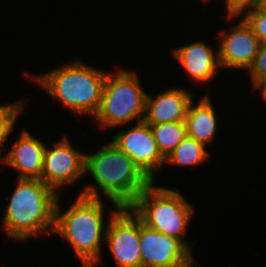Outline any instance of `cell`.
Here are the masks:
<instances>
[{"instance_id": "3957f363", "label": "cell", "mask_w": 266, "mask_h": 267, "mask_svg": "<svg viewBox=\"0 0 266 267\" xmlns=\"http://www.w3.org/2000/svg\"><path fill=\"white\" fill-rule=\"evenodd\" d=\"M23 73L74 116L87 115L91 118L99 110L108 74L106 70L94 68L78 58L46 73Z\"/></svg>"}, {"instance_id": "44dd1931", "label": "cell", "mask_w": 266, "mask_h": 267, "mask_svg": "<svg viewBox=\"0 0 266 267\" xmlns=\"http://www.w3.org/2000/svg\"><path fill=\"white\" fill-rule=\"evenodd\" d=\"M248 73H250L252 90L257 89L266 80V44H261Z\"/></svg>"}, {"instance_id": "5b68a950", "label": "cell", "mask_w": 266, "mask_h": 267, "mask_svg": "<svg viewBox=\"0 0 266 267\" xmlns=\"http://www.w3.org/2000/svg\"><path fill=\"white\" fill-rule=\"evenodd\" d=\"M182 194L178 188L155 186L152 182L129 208L144 225L182 241L192 251L184 236L195 209Z\"/></svg>"}, {"instance_id": "6da1fadb", "label": "cell", "mask_w": 266, "mask_h": 267, "mask_svg": "<svg viewBox=\"0 0 266 267\" xmlns=\"http://www.w3.org/2000/svg\"><path fill=\"white\" fill-rule=\"evenodd\" d=\"M88 173L96 185L85 184L78 194L92 198L104 195L114 209L129 207L152 183L112 140L101 145L96 153H85V174Z\"/></svg>"}, {"instance_id": "4fadbf2b", "label": "cell", "mask_w": 266, "mask_h": 267, "mask_svg": "<svg viewBox=\"0 0 266 267\" xmlns=\"http://www.w3.org/2000/svg\"><path fill=\"white\" fill-rule=\"evenodd\" d=\"M171 54L173 55L172 58L175 57V60L186 71L188 78L197 85L211 82L212 79L216 78V73L221 68L218 46L214 51L213 47L201 39L175 48Z\"/></svg>"}, {"instance_id": "ba28073f", "label": "cell", "mask_w": 266, "mask_h": 267, "mask_svg": "<svg viewBox=\"0 0 266 267\" xmlns=\"http://www.w3.org/2000/svg\"><path fill=\"white\" fill-rule=\"evenodd\" d=\"M140 219L129 207H121L110 219L105 243L117 267H142Z\"/></svg>"}, {"instance_id": "e0dca14e", "label": "cell", "mask_w": 266, "mask_h": 267, "mask_svg": "<svg viewBox=\"0 0 266 267\" xmlns=\"http://www.w3.org/2000/svg\"><path fill=\"white\" fill-rule=\"evenodd\" d=\"M161 154L166 157L187 136L185 121L150 125Z\"/></svg>"}, {"instance_id": "7a4b0ae2", "label": "cell", "mask_w": 266, "mask_h": 267, "mask_svg": "<svg viewBox=\"0 0 266 267\" xmlns=\"http://www.w3.org/2000/svg\"><path fill=\"white\" fill-rule=\"evenodd\" d=\"M60 194L39 179H17L2 217V231L24 243L54 231Z\"/></svg>"}, {"instance_id": "2e32d148", "label": "cell", "mask_w": 266, "mask_h": 267, "mask_svg": "<svg viewBox=\"0 0 266 267\" xmlns=\"http://www.w3.org/2000/svg\"><path fill=\"white\" fill-rule=\"evenodd\" d=\"M207 147L186 136L182 142L165 157V164L175 165L176 167H196L204 164L210 157Z\"/></svg>"}, {"instance_id": "603a6c76", "label": "cell", "mask_w": 266, "mask_h": 267, "mask_svg": "<svg viewBox=\"0 0 266 267\" xmlns=\"http://www.w3.org/2000/svg\"><path fill=\"white\" fill-rule=\"evenodd\" d=\"M261 7L266 11V0H263Z\"/></svg>"}, {"instance_id": "8fae6325", "label": "cell", "mask_w": 266, "mask_h": 267, "mask_svg": "<svg viewBox=\"0 0 266 267\" xmlns=\"http://www.w3.org/2000/svg\"><path fill=\"white\" fill-rule=\"evenodd\" d=\"M218 43L221 69L248 71L259 52L261 42L247 23L239 18L230 30H220Z\"/></svg>"}, {"instance_id": "9c48e42d", "label": "cell", "mask_w": 266, "mask_h": 267, "mask_svg": "<svg viewBox=\"0 0 266 267\" xmlns=\"http://www.w3.org/2000/svg\"><path fill=\"white\" fill-rule=\"evenodd\" d=\"M142 267H194L198 261L182 241L144 225L140 220Z\"/></svg>"}, {"instance_id": "52a82bcc", "label": "cell", "mask_w": 266, "mask_h": 267, "mask_svg": "<svg viewBox=\"0 0 266 267\" xmlns=\"http://www.w3.org/2000/svg\"><path fill=\"white\" fill-rule=\"evenodd\" d=\"M64 136L46 145L41 180L61 195L63 186H71L85 176V153L71 145V140Z\"/></svg>"}, {"instance_id": "7c38bea8", "label": "cell", "mask_w": 266, "mask_h": 267, "mask_svg": "<svg viewBox=\"0 0 266 267\" xmlns=\"http://www.w3.org/2000/svg\"><path fill=\"white\" fill-rule=\"evenodd\" d=\"M11 144L10 150L0 157V164L17 170V179L41 180L45 141H40V138L23 128L19 138Z\"/></svg>"}, {"instance_id": "5bb4252c", "label": "cell", "mask_w": 266, "mask_h": 267, "mask_svg": "<svg viewBox=\"0 0 266 267\" xmlns=\"http://www.w3.org/2000/svg\"><path fill=\"white\" fill-rule=\"evenodd\" d=\"M194 94L184 87H171L156 96L147 93L144 121L148 125L185 121Z\"/></svg>"}, {"instance_id": "8992f818", "label": "cell", "mask_w": 266, "mask_h": 267, "mask_svg": "<svg viewBox=\"0 0 266 267\" xmlns=\"http://www.w3.org/2000/svg\"><path fill=\"white\" fill-rule=\"evenodd\" d=\"M135 71H108L97 114L100 129L124 127L144 120L147 92ZM129 123V124H127Z\"/></svg>"}, {"instance_id": "9a60e30c", "label": "cell", "mask_w": 266, "mask_h": 267, "mask_svg": "<svg viewBox=\"0 0 266 267\" xmlns=\"http://www.w3.org/2000/svg\"><path fill=\"white\" fill-rule=\"evenodd\" d=\"M196 101L193 99L189 105L185 118L187 136L204 144L206 147L213 144L217 136L218 119L212 98L206 93Z\"/></svg>"}, {"instance_id": "ac0fdd59", "label": "cell", "mask_w": 266, "mask_h": 267, "mask_svg": "<svg viewBox=\"0 0 266 267\" xmlns=\"http://www.w3.org/2000/svg\"><path fill=\"white\" fill-rule=\"evenodd\" d=\"M25 101H16L12 104L0 105V157L4 151L3 146L9 135L12 134L13 129L16 127V121L19 115L24 111Z\"/></svg>"}, {"instance_id": "ffe728a7", "label": "cell", "mask_w": 266, "mask_h": 267, "mask_svg": "<svg viewBox=\"0 0 266 267\" xmlns=\"http://www.w3.org/2000/svg\"><path fill=\"white\" fill-rule=\"evenodd\" d=\"M259 38L261 44H266V11L260 6L241 17Z\"/></svg>"}, {"instance_id": "30bf717a", "label": "cell", "mask_w": 266, "mask_h": 267, "mask_svg": "<svg viewBox=\"0 0 266 267\" xmlns=\"http://www.w3.org/2000/svg\"><path fill=\"white\" fill-rule=\"evenodd\" d=\"M111 140L156 183L157 172L165 165V157L159 151L150 125L144 120L137 122L127 131H117Z\"/></svg>"}, {"instance_id": "7402d4cb", "label": "cell", "mask_w": 266, "mask_h": 267, "mask_svg": "<svg viewBox=\"0 0 266 267\" xmlns=\"http://www.w3.org/2000/svg\"><path fill=\"white\" fill-rule=\"evenodd\" d=\"M256 90L260 91L261 99L266 102V80Z\"/></svg>"}, {"instance_id": "d6986e66", "label": "cell", "mask_w": 266, "mask_h": 267, "mask_svg": "<svg viewBox=\"0 0 266 267\" xmlns=\"http://www.w3.org/2000/svg\"><path fill=\"white\" fill-rule=\"evenodd\" d=\"M225 2L227 22L243 17L247 12L255 10L262 5L263 0H222ZM229 20V21H228Z\"/></svg>"}, {"instance_id": "277c9868", "label": "cell", "mask_w": 266, "mask_h": 267, "mask_svg": "<svg viewBox=\"0 0 266 267\" xmlns=\"http://www.w3.org/2000/svg\"><path fill=\"white\" fill-rule=\"evenodd\" d=\"M60 199L61 196L56 207L53 233L67 240L82 267L100 265L99 262H104L101 252L109 221L119 209H112L106 217L103 199L78 194L64 211Z\"/></svg>"}, {"instance_id": "cb8c5ba5", "label": "cell", "mask_w": 266, "mask_h": 267, "mask_svg": "<svg viewBox=\"0 0 266 267\" xmlns=\"http://www.w3.org/2000/svg\"><path fill=\"white\" fill-rule=\"evenodd\" d=\"M203 3H207L209 2L210 0H201Z\"/></svg>"}]
</instances>
